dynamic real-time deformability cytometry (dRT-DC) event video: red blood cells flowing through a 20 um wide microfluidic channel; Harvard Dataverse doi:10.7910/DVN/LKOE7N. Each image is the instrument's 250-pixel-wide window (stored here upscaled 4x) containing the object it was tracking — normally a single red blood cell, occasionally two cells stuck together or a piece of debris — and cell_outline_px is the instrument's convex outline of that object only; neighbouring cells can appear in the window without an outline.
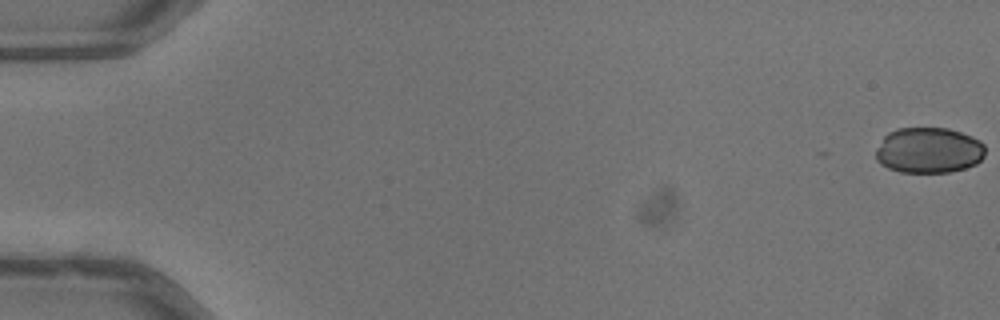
{"species": "common noctule bat (a hibernating species)", "species_latin": "Nyctalus noctula", "temperature_condition": "warm", "stored_images_in_passage": 43, "camera_frame_rate_fps": 3000, "um_per_image_px": 0.085, "animal": {"sex": "male", "body_mass_g": 13.3}, "frame": {"image": 1, "passage_image": 1, "time_ms": 0.0, "image_size_px": [1000, 320], "cell_outline_px": [[984, 156], [976, 164], [964, 168], [948, 172], [900, 172], [888, 168], [880, 164], [876, 160], [876, 148], [884, 136], [888, 132], [900, 128], [948, 128], [972, 136], [980, 140], [984, 144]], "centroid_in_image_um": [78.93, 12.77], "position_along_channel_um": 6.1, "area_um2": 29.25}}
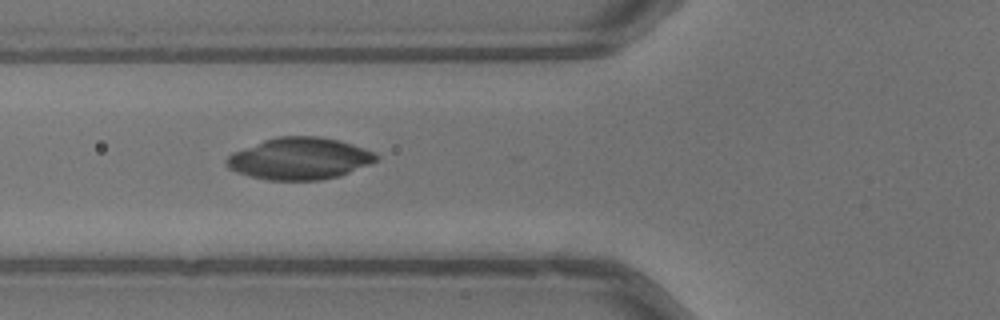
{"frame": {"image": 2, "passage_image": 21, "time_ms": 6.667, "image_size_px": [1000, 320], "cell_outline_px": [[376, 160], [368, 164], [340, 176], [320, 180], [268, 180], [236, 172], [228, 168], [224, 164], [224, 160], [232, 152], [264, 140], [280, 136], [320, 136], [340, 140], [364, 148], [372, 152], [376, 156]], "centroid_in_image_um": [25.4, 13.48], "position_along_channel_um": 100.4, "area_um2": 36.36}}
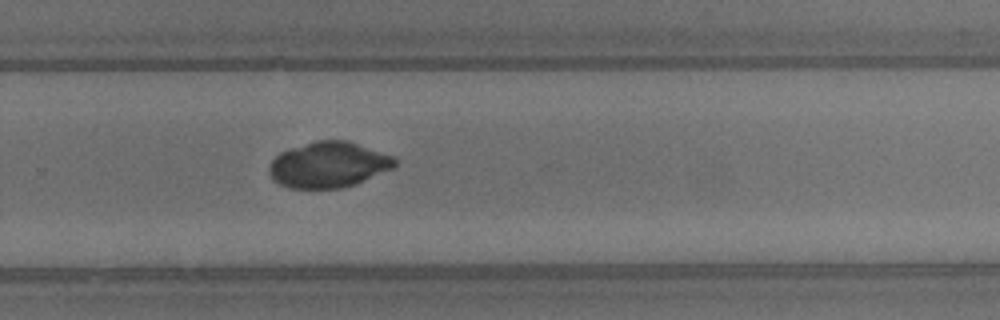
{"frame": {"image": 3, "passage_image": 36, "time_ms": 11.667, "image_size_px": [1000, 320], "cell_outline_px": [[396, 168], [356, 184], [340, 188], [288, 188], [272, 180], [268, 172], [268, 168], [272, 160], [280, 152], [316, 140], [348, 140], [392, 156], [396, 160]], "centroid_in_image_um": [27.93, 14.01], "position_along_channel_um": 301.9, "area_um2": 33.64}}